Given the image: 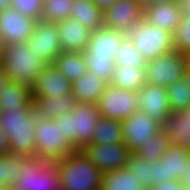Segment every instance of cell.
<instances>
[{"label":"cell","mask_w":190,"mask_h":190,"mask_svg":"<svg viewBox=\"0 0 190 190\" xmlns=\"http://www.w3.org/2000/svg\"><path fill=\"white\" fill-rule=\"evenodd\" d=\"M0 129L8 135L10 155L35 156L36 119L32 107L0 109Z\"/></svg>","instance_id":"obj_1"},{"label":"cell","mask_w":190,"mask_h":190,"mask_svg":"<svg viewBox=\"0 0 190 190\" xmlns=\"http://www.w3.org/2000/svg\"><path fill=\"white\" fill-rule=\"evenodd\" d=\"M48 63L36 57L28 49L27 41L5 45L0 55V66L7 81L19 83L31 92L36 85V77Z\"/></svg>","instance_id":"obj_2"},{"label":"cell","mask_w":190,"mask_h":190,"mask_svg":"<svg viewBox=\"0 0 190 190\" xmlns=\"http://www.w3.org/2000/svg\"><path fill=\"white\" fill-rule=\"evenodd\" d=\"M97 104L75 102L69 113L55 117L61 123L62 135L75 149L92 142L95 126L100 119Z\"/></svg>","instance_id":"obj_3"},{"label":"cell","mask_w":190,"mask_h":190,"mask_svg":"<svg viewBox=\"0 0 190 190\" xmlns=\"http://www.w3.org/2000/svg\"><path fill=\"white\" fill-rule=\"evenodd\" d=\"M55 162L59 170L60 185L64 188L101 190L102 172L81 150H74L70 155Z\"/></svg>","instance_id":"obj_4"},{"label":"cell","mask_w":190,"mask_h":190,"mask_svg":"<svg viewBox=\"0 0 190 190\" xmlns=\"http://www.w3.org/2000/svg\"><path fill=\"white\" fill-rule=\"evenodd\" d=\"M127 37L146 62L175 50L173 33L143 19L127 33Z\"/></svg>","instance_id":"obj_5"},{"label":"cell","mask_w":190,"mask_h":190,"mask_svg":"<svg viewBox=\"0 0 190 190\" xmlns=\"http://www.w3.org/2000/svg\"><path fill=\"white\" fill-rule=\"evenodd\" d=\"M60 186L56 162L29 157L22 164L18 180L11 190H57Z\"/></svg>","instance_id":"obj_6"},{"label":"cell","mask_w":190,"mask_h":190,"mask_svg":"<svg viewBox=\"0 0 190 190\" xmlns=\"http://www.w3.org/2000/svg\"><path fill=\"white\" fill-rule=\"evenodd\" d=\"M74 150L62 135L61 123L54 119L36 120L34 157L55 162Z\"/></svg>","instance_id":"obj_7"},{"label":"cell","mask_w":190,"mask_h":190,"mask_svg":"<svg viewBox=\"0 0 190 190\" xmlns=\"http://www.w3.org/2000/svg\"><path fill=\"white\" fill-rule=\"evenodd\" d=\"M101 117L124 121L139 110L137 92L107 85L97 101Z\"/></svg>","instance_id":"obj_8"},{"label":"cell","mask_w":190,"mask_h":190,"mask_svg":"<svg viewBox=\"0 0 190 190\" xmlns=\"http://www.w3.org/2000/svg\"><path fill=\"white\" fill-rule=\"evenodd\" d=\"M184 53L176 50L145 63V81L168 87L175 80H182L186 69Z\"/></svg>","instance_id":"obj_9"},{"label":"cell","mask_w":190,"mask_h":190,"mask_svg":"<svg viewBox=\"0 0 190 190\" xmlns=\"http://www.w3.org/2000/svg\"><path fill=\"white\" fill-rule=\"evenodd\" d=\"M27 43L30 52L48 64H52L62 52L56 22L37 21Z\"/></svg>","instance_id":"obj_10"},{"label":"cell","mask_w":190,"mask_h":190,"mask_svg":"<svg viewBox=\"0 0 190 190\" xmlns=\"http://www.w3.org/2000/svg\"><path fill=\"white\" fill-rule=\"evenodd\" d=\"M80 150L102 173L124 168L131 153L124 143L105 145L89 143Z\"/></svg>","instance_id":"obj_11"},{"label":"cell","mask_w":190,"mask_h":190,"mask_svg":"<svg viewBox=\"0 0 190 190\" xmlns=\"http://www.w3.org/2000/svg\"><path fill=\"white\" fill-rule=\"evenodd\" d=\"M127 33L122 30L101 27L91 31L88 45L84 51L86 59H101L115 61L118 48Z\"/></svg>","instance_id":"obj_12"},{"label":"cell","mask_w":190,"mask_h":190,"mask_svg":"<svg viewBox=\"0 0 190 190\" xmlns=\"http://www.w3.org/2000/svg\"><path fill=\"white\" fill-rule=\"evenodd\" d=\"M122 124L123 143L131 152L138 150L145 141H148L149 136L155 135L163 128L160 123L140 110L135 111L130 117L122 121Z\"/></svg>","instance_id":"obj_13"},{"label":"cell","mask_w":190,"mask_h":190,"mask_svg":"<svg viewBox=\"0 0 190 190\" xmlns=\"http://www.w3.org/2000/svg\"><path fill=\"white\" fill-rule=\"evenodd\" d=\"M144 5L137 0H117L104 13V27L129 33L143 19Z\"/></svg>","instance_id":"obj_14"},{"label":"cell","mask_w":190,"mask_h":190,"mask_svg":"<svg viewBox=\"0 0 190 190\" xmlns=\"http://www.w3.org/2000/svg\"><path fill=\"white\" fill-rule=\"evenodd\" d=\"M37 21L7 7L0 11V34L4 44L27 41L34 31Z\"/></svg>","instance_id":"obj_15"},{"label":"cell","mask_w":190,"mask_h":190,"mask_svg":"<svg viewBox=\"0 0 190 190\" xmlns=\"http://www.w3.org/2000/svg\"><path fill=\"white\" fill-rule=\"evenodd\" d=\"M137 95L139 110L163 126L171 113L167 87L146 83Z\"/></svg>","instance_id":"obj_16"},{"label":"cell","mask_w":190,"mask_h":190,"mask_svg":"<svg viewBox=\"0 0 190 190\" xmlns=\"http://www.w3.org/2000/svg\"><path fill=\"white\" fill-rule=\"evenodd\" d=\"M71 94V82L58 71L53 64H48L36 77L32 98L67 96Z\"/></svg>","instance_id":"obj_17"},{"label":"cell","mask_w":190,"mask_h":190,"mask_svg":"<svg viewBox=\"0 0 190 190\" xmlns=\"http://www.w3.org/2000/svg\"><path fill=\"white\" fill-rule=\"evenodd\" d=\"M143 5V20L146 22L171 33L178 27L183 15L179 0Z\"/></svg>","instance_id":"obj_18"},{"label":"cell","mask_w":190,"mask_h":190,"mask_svg":"<svg viewBox=\"0 0 190 190\" xmlns=\"http://www.w3.org/2000/svg\"><path fill=\"white\" fill-rule=\"evenodd\" d=\"M56 25L62 51L79 53L85 51L90 39L91 30L71 17L57 21Z\"/></svg>","instance_id":"obj_19"},{"label":"cell","mask_w":190,"mask_h":190,"mask_svg":"<svg viewBox=\"0 0 190 190\" xmlns=\"http://www.w3.org/2000/svg\"><path fill=\"white\" fill-rule=\"evenodd\" d=\"M159 162L163 182L180 181L183 169L190 162V150L187 147L170 143Z\"/></svg>","instance_id":"obj_20"},{"label":"cell","mask_w":190,"mask_h":190,"mask_svg":"<svg viewBox=\"0 0 190 190\" xmlns=\"http://www.w3.org/2000/svg\"><path fill=\"white\" fill-rule=\"evenodd\" d=\"M107 85L108 83L96 77L94 72L87 71L83 76L71 82V95L75 102L97 104Z\"/></svg>","instance_id":"obj_21"},{"label":"cell","mask_w":190,"mask_h":190,"mask_svg":"<svg viewBox=\"0 0 190 190\" xmlns=\"http://www.w3.org/2000/svg\"><path fill=\"white\" fill-rule=\"evenodd\" d=\"M74 98L71 94L59 97L34 98L32 101V109L36 120H53L55 117L69 113L73 104Z\"/></svg>","instance_id":"obj_22"},{"label":"cell","mask_w":190,"mask_h":190,"mask_svg":"<svg viewBox=\"0 0 190 190\" xmlns=\"http://www.w3.org/2000/svg\"><path fill=\"white\" fill-rule=\"evenodd\" d=\"M126 167L132 170V174L138 177L146 190L163 183L159 161L148 162L135 152H131Z\"/></svg>","instance_id":"obj_23"},{"label":"cell","mask_w":190,"mask_h":190,"mask_svg":"<svg viewBox=\"0 0 190 190\" xmlns=\"http://www.w3.org/2000/svg\"><path fill=\"white\" fill-rule=\"evenodd\" d=\"M145 84V66L116 65L109 82L111 86L135 92H138Z\"/></svg>","instance_id":"obj_24"},{"label":"cell","mask_w":190,"mask_h":190,"mask_svg":"<svg viewBox=\"0 0 190 190\" xmlns=\"http://www.w3.org/2000/svg\"><path fill=\"white\" fill-rule=\"evenodd\" d=\"M101 190H146L138 177L126 166L102 173Z\"/></svg>","instance_id":"obj_25"},{"label":"cell","mask_w":190,"mask_h":190,"mask_svg":"<svg viewBox=\"0 0 190 190\" xmlns=\"http://www.w3.org/2000/svg\"><path fill=\"white\" fill-rule=\"evenodd\" d=\"M71 18L91 31L104 26V13L92 0H74Z\"/></svg>","instance_id":"obj_26"},{"label":"cell","mask_w":190,"mask_h":190,"mask_svg":"<svg viewBox=\"0 0 190 190\" xmlns=\"http://www.w3.org/2000/svg\"><path fill=\"white\" fill-rule=\"evenodd\" d=\"M52 64L70 82L77 80L87 72L84 52L62 51Z\"/></svg>","instance_id":"obj_27"},{"label":"cell","mask_w":190,"mask_h":190,"mask_svg":"<svg viewBox=\"0 0 190 190\" xmlns=\"http://www.w3.org/2000/svg\"><path fill=\"white\" fill-rule=\"evenodd\" d=\"M32 92L19 83L7 81L0 90V109L32 107Z\"/></svg>","instance_id":"obj_28"},{"label":"cell","mask_w":190,"mask_h":190,"mask_svg":"<svg viewBox=\"0 0 190 190\" xmlns=\"http://www.w3.org/2000/svg\"><path fill=\"white\" fill-rule=\"evenodd\" d=\"M163 128L168 134L170 143L190 148V124L182 112L169 113Z\"/></svg>","instance_id":"obj_29"},{"label":"cell","mask_w":190,"mask_h":190,"mask_svg":"<svg viewBox=\"0 0 190 190\" xmlns=\"http://www.w3.org/2000/svg\"><path fill=\"white\" fill-rule=\"evenodd\" d=\"M124 140L123 124L121 121L100 117L93 133L91 143L122 144Z\"/></svg>","instance_id":"obj_30"},{"label":"cell","mask_w":190,"mask_h":190,"mask_svg":"<svg viewBox=\"0 0 190 190\" xmlns=\"http://www.w3.org/2000/svg\"><path fill=\"white\" fill-rule=\"evenodd\" d=\"M169 144L170 140L168 134L166 130L162 128L155 135L149 136L148 141H145L143 146L136 150L135 153L145 161H159Z\"/></svg>","instance_id":"obj_31"},{"label":"cell","mask_w":190,"mask_h":190,"mask_svg":"<svg viewBox=\"0 0 190 190\" xmlns=\"http://www.w3.org/2000/svg\"><path fill=\"white\" fill-rule=\"evenodd\" d=\"M28 156H0V189L12 188L18 180L22 164Z\"/></svg>","instance_id":"obj_32"},{"label":"cell","mask_w":190,"mask_h":190,"mask_svg":"<svg viewBox=\"0 0 190 190\" xmlns=\"http://www.w3.org/2000/svg\"><path fill=\"white\" fill-rule=\"evenodd\" d=\"M167 93L171 112H182L190 105V87L184 79L172 82Z\"/></svg>","instance_id":"obj_33"},{"label":"cell","mask_w":190,"mask_h":190,"mask_svg":"<svg viewBox=\"0 0 190 190\" xmlns=\"http://www.w3.org/2000/svg\"><path fill=\"white\" fill-rule=\"evenodd\" d=\"M74 0H44L42 20L57 22L71 17Z\"/></svg>","instance_id":"obj_34"},{"label":"cell","mask_w":190,"mask_h":190,"mask_svg":"<svg viewBox=\"0 0 190 190\" xmlns=\"http://www.w3.org/2000/svg\"><path fill=\"white\" fill-rule=\"evenodd\" d=\"M115 63L118 66H145L146 61L130 39L126 37L118 48Z\"/></svg>","instance_id":"obj_35"},{"label":"cell","mask_w":190,"mask_h":190,"mask_svg":"<svg viewBox=\"0 0 190 190\" xmlns=\"http://www.w3.org/2000/svg\"><path fill=\"white\" fill-rule=\"evenodd\" d=\"M175 50L185 53L190 49V15H182L178 27L173 32Z\"/></svg>","instance_id":"obj_36"},{"label":"cell","mask_w":190,"mask_h":190,"mask_svg":"<svg viewBox=\"0 0 190 190\" xmlns=\"http://www.w3.org/2000/svg\"><path fill=\"white\" fill-rule=\"evenodd\" d=\"M44 0H10V7L36 21L42 20Z\"/></svg>","instance_id":"obj_37"},{"label":"cell","mask_w":190,"mask_h":190,"mask_svg":"<svg viewBox=\"0 0 190 190\" xmlns=\"http://www.w3.org/2000/svg\"><path fill=\"white\" fill-rule=\"evenodd\" d=\"M87 71L94 72L96 77L104 80L109 84L112 73L116 67L115 61L101 59H86Z\"/></svg>","instance_id":"obj_38"},{"label":"cell","mask_w":190,"mask_h":190,"mask_svg":"<svg viewBox=\"0 0 190 190\" xmlns=\"http://www.w3.org/2000/svg\"><path fill=\"white\" fill-rule=\"evenodd\" d=\"M149 190H185V186L181 183V181L171 180L169 182L156 184Z\"/></svg>","instance_id":"obj_39"},{"label":"cell","mask_w":190,"mask_h":190,"mask_svg":"<svg viewBox=\"0 0 190 190\" xmlns=\"http://www.w3.org/2000/svg\"><path fill=\"white\" fill-rule=\"evenodd\" d=\"M10 155L8 135L0 129V156Z\"/></svg>","instance_id":"obj_40"},{"label":"cell","mask_w":190,"mask_h":190,"mask_svg":"<svg viewBox=\"0 0 190 190\" xmlns=\"http://www.w3.org/2000/svg\"><path fill=\"white\" fill-rule=\"evenodd\" d=\"M103 12L112 6L117 0H92Z\"/></svg>","instance_id":"obj_41"},{"label":"cell","mask_w":190,"mask_h":190,"mask_svg":"<svg viewBox=\"0 0 190 190\" xmlns=\"http://www.w3.org/2000/svg\"><path fill=\"white\" fill-rule=\"evenodd\" d=\"M184 186H190V162L182 171V179L180 180Z\"/></svg>","instance_id":"obj_42"},{"label":"cell","mask_w":190,"mask_h":190,"mask_svg":"<svg viewBox=\"0 0 190 190\" xmlns=\"http://www.w3.org/2000/svg\"><path fill=\"white\" fill-rule=\"evenodd\" d=\"M183 15H190V0H179Z\"/></svg>","instance_id":"obj_43"},{"label":"cell","mask_w":190,"mask_h":190,"mask_svg":"<svg viewBox=\"0 0 190 190\" xmlns=\"http://www.w3.org/2000/svg\"><path fill=\"white\" fill-rule=\"evenodd\" d=\"M7 82V76L4 72V69L0 66V90Z\"/></svg>","instance_id":"obj_44"},{"label":"cell","mask_w":190,"mask_h":190,"mask_svg":"<svg viewBox=\"0 0 190 190\" xmlns=\"http://www.w3.org/2000/svg\"><path fill=\"white\" fill-rule=\"evenodd\" d=\"M183 79L186 81V83L190 87V67H186Z\"/></svg>","instance_id":"obj_45"},{"label":"cell","mask_w":190,"mask_h":190,"mask_svg":"<svg viewBox=\"0 0 190 190\" xmlns=\"http://www.w3.org/2000/svg\"><path fill=\"white\" fill-rule=\"evenodd\" d=\"M10 7V0H0V11Z\"/></svg>","instance_id":"obj_46"},{"label":"cell","mask_w":190,"mask_h":190,"mask_svg":"<svg viewBox=\"0 0 190 190\" xmlns=\"http://www.w3.org/2000/svg\"><path fill=\"white\" fill-rule=\"evenodd\" d=\"M168 1H173V0H145L144 4H157V3H164Z\"/></svg>","instance_id":"obj_47"},{"label":"cell","mask_w":190,"mask_h":190,"mask_svg":"<svg viewBox=\"0 0 190 190\" xmlns=\"http://www.w3.org/2000/svg\"><path fill=\"white\" fill-rule=\"evenodd\" d=\"M185 57H186V67H190V49H188L185 53H184Z\"/></svg>","instance_id":"obj_48"},{"label":"cell","mask_w":190,"mask_h":190,"mask_svg":"<svg viewBox=\"0 0 190 190\" xmlns=\"http://www.w3.org/2000/svg\"><path fill=\"white\" fill-rule=\"evenodd\" d=\"M182 113L187 116V119H188L189 124H190V105L188 106V108L183 110Z\"/></svg>","instance_id":"obj_49"},{"label":"cell","mask_w":190,"mask_h":190,"mask_svg":"<svg viewBox=\"0 0 190 190\" xmlns=\"http://www.w3.org/2000/svg\"><path fill=\"white\" fill-rule=\"evenodd\" d=\"M5 48V44H4V41L1 37V34H0V55L2 53V50Z\"/></svg>","instance_id":"obj_50"},{"label":"cell","mask_w":190,"mask_h":190,"mask_svg":"<svg viewBox=\"0 0 190 190\" xmlns=\"http://www.w3.org/2000/svg\"><path fill=\"white\" fill-rule=\"evenodd\" d=\"M57 190H68V189L64 188L63 186H60Z\"/></svg>","instance_id":"obj_51"},{"label":"cell","mask_w":190,"mask_h":190,"mask_svg":"<svg viewBox=\"0 0 190 190\" xmlns=\"http://www.w3.org/2000/svg\"><path fill=\"white\" fill-rule=\"evenodd\" d=\"M137 1L141 2L142 4L145 3V0H137Z\"/></svg>","instance_id":"obj_52"},{"label":"cell","mask_w":190,"mask_h":190,"mask_svg":"<svg viewBox=\"0 0 190 190\" xmlns=\"http://www.w3.org/2000/svg\"><path fill=\"white\" fill-rule=\"evenodd\" d=\"M185 190H190V186H185Z\"/></svg>","instance_id":"obj_53"}]
</instances>
